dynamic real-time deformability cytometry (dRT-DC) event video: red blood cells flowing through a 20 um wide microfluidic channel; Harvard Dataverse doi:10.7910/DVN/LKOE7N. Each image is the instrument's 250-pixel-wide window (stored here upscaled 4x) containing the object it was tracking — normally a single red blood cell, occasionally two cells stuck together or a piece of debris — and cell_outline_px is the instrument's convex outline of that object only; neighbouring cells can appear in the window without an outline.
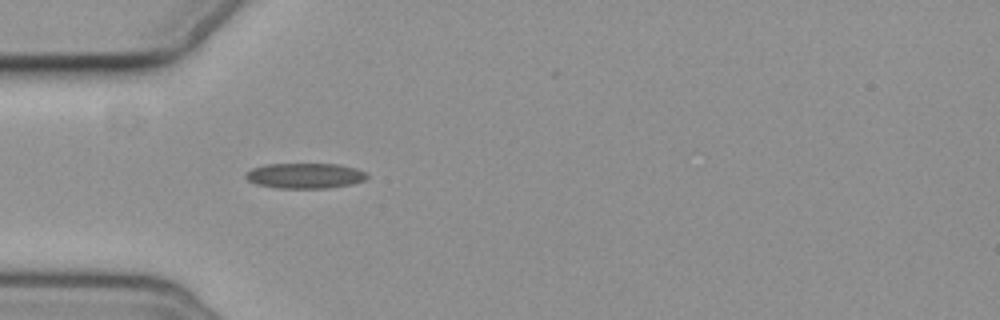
{"species": "common noctule bat (a hibernating species)", "species_latin": "Nyctalus noctula", "temperature_condition": "cold", "stored_images_in_passage": 1, "camera_frame_rate_fps": 3000, "um_per_image_px": 0.085, "animal": {"sex": "female", "body_mass_g": 19.3, "forearm_length_mm": 54.1}, "frame": {"image": 1, "passage_image": 1, "time_ms": 0.0, "image_size_px": [1000, 320], "cell_outline_px": [[368, 176], [364, 180], [352, 184], [328, 188], [276, 188], [256, 184], [248, 180], [244, 176], [244, 172], [252, 168], [268, 164], [336, 164], [356, 168], [364, 172]], "centroid_in_image_um": [25.88, 14.94], "position_along_channel_um": 59.1, "area_um2": 17.92}}